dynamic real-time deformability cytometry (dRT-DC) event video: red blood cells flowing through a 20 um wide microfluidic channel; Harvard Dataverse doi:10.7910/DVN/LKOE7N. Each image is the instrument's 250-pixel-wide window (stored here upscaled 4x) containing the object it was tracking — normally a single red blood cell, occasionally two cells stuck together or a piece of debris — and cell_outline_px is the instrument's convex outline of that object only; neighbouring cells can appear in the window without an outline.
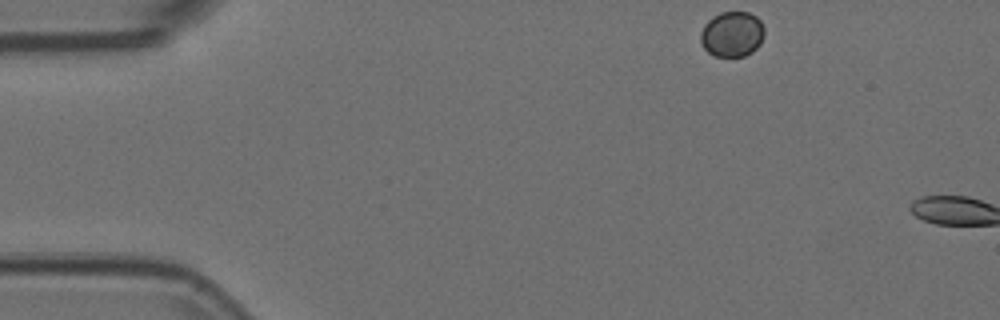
{"species": "Egyptian fruit bat (a non-hibernating species)", "species_latin": "Rousettus aegyptiacus", "temperature_condition": "room temperature", "stored_images_in_passage": 3, "camera_frame_rate_fps": 3000, "um_per_image_px": 0.085, "animal": {"sex": "female"}, "frame": {"image": 1, "passage_image": 1, "time_ms": 0.0, "image_size_px": [1000, 320], "cell_outline_px": [[764, 36], [760, 44], [752, 52], [744, 56], [716, 56], [708, 52], [700, 44], [700, 32], [704, 24], [712, 16], [720, 12], [748, 12], [756, 16], [760, 20], [764, 28]], "centroid_in_image_um": [62.21, 2.89], "position_along_channel_um": 22.8, "area_um2": 17.05}}